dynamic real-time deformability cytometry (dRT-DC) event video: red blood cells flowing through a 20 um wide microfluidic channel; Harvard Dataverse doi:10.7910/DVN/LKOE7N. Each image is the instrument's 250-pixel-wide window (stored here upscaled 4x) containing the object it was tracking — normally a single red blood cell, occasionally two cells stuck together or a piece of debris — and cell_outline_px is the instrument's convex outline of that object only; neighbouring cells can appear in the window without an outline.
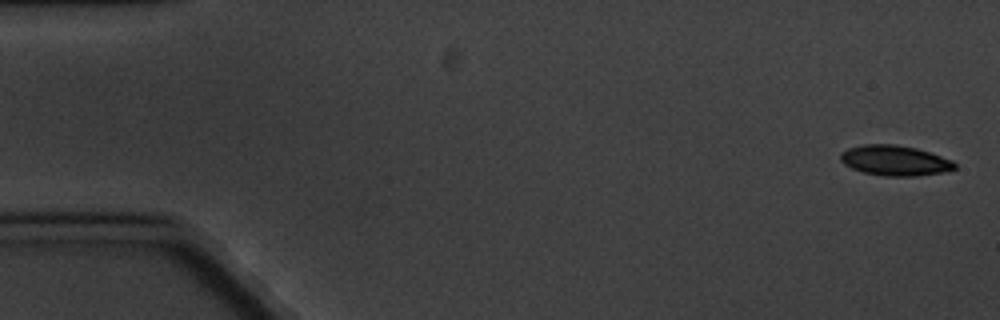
{"species": "common noctule bat (a hibernating species)", "species_latin": "Nyctalus noctula", "temperature_condition": "cold", "stored_images_in_passage": 5, "camera_frame_rate_fps": 3000, "um_per_image_px": 0.085, "animal": {"sex": "male", "body_mass_g": 20.1, "forearm_length_mm": 53.5}, "frame": {"image": 1, "passage_image": 1, "time_ms": 0.0, "image_size_px": [1000, 320], "cell_outline_px": [[956, 168], [944, 172], [916, 176], [884, 176], [864, 172], [852, 168], [844, 164], [840, 160], [840, 152], [848, 148], [864, 144], [896, 144], [916, 148], [952, 160], [956, 164]], "centroid_in_image_um": [76.04, 13.64], "position_along_channel_um": 9.0, "area_um2": 20.11}}
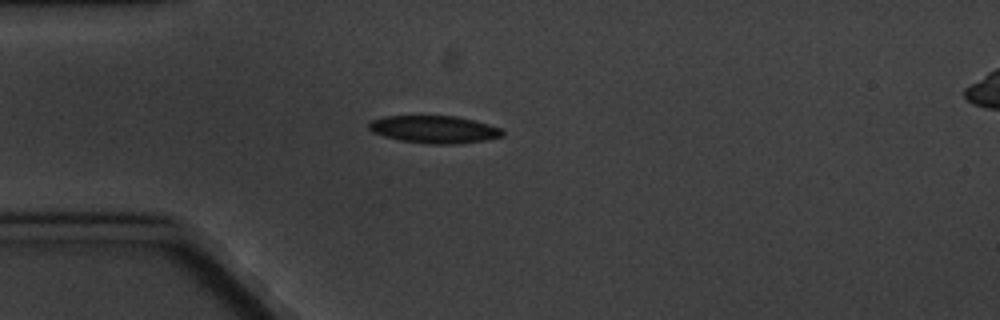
{"frame": {"image": 2, "passage_image": 5, "time_ms": 4.667, "image_size_px": [1000, 320], "cell_outline_px": [[504, 136], [484, 140], [460, 144], [432, 144], [400, 140], [384, 136], [372, 132], [368, 128], [368, 124], [372, 120], [384, 116], [456, 116], [488, 124], [500, 128], [504, 132]], "centroid_in_image_um": [36.91, 11.0], "position_along_channel_um": 48.1, "area_um2": 21.33}}